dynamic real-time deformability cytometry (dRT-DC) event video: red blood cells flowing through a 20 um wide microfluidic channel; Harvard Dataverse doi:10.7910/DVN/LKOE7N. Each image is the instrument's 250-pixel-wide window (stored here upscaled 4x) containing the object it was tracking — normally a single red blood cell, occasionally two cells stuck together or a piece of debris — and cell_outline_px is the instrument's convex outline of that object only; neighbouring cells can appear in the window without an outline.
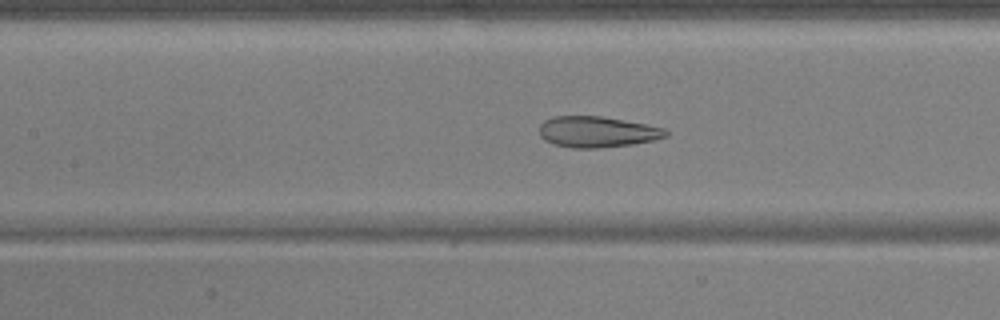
{"species": "common noctule bat (a hibernating species)", "species_latin": "Nyctalus noctula", "temperature_condition": "warm", "stored_images_in_passage": 54, "camera_frame_rate_fps": 3000, "um_per_image_px": 0.085, "animal": {"sex": "male", "body_mass_g": 17.9, "forearm_length_mm": 54.2}, "frame": {"image": 1, "passage_image": 25, "time_ms": 8.0, "image_size_px": [1000, 320], "cell_outline_px": [[668, 136], [656, 140], [632, 144], [600, 148], [572, 148], [552, 144], [544, 140], [540, 136], [540, 124], [544, 120], [556, 116], [600, 116], [644, 124], [664, 128], [668, 132]], "centroid_in_image_um": [50.74, 11.22], "position_along_channel_um": 156.7, "area_um2": 22.83}}
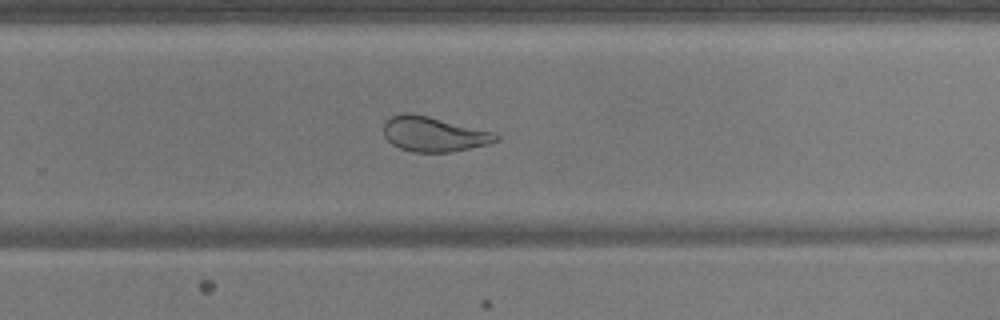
{"frame": {"image": 2, "passage_image": 36, "time_ms": 11.667, "image_size_px": [1000, 320], "cell_outline_px": [[500, 140], [488, 144], [452, 152], [412, 152], [400, 148], [392, 144], [384, 136], [384, 120], [388, 116], [400, 112], [408, 112], [428, 116], [492, 132], [500, 136]], "centroid_in_image_um": [36.81, 11.39], "position_along_channel_um": 293.0, "area_um2": 22.95}}
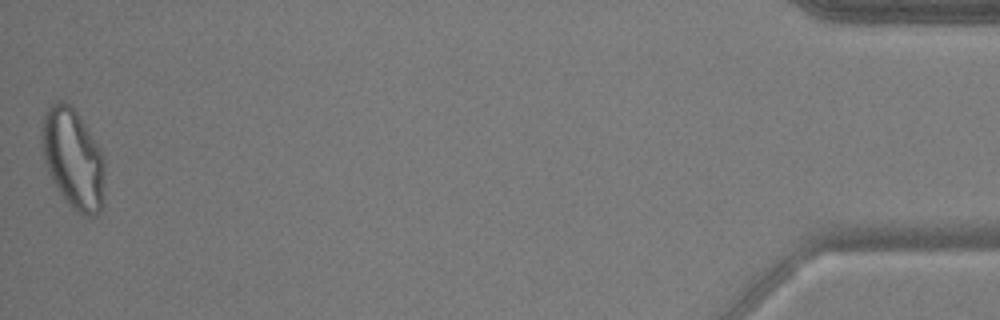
{"frame": {"image": 3, "passage_image": 54, "time_ms": 17.667, "image_size_px": [1000, 320], "cell_outline_px": [[104, 204], [100, 212], [96, 216], [84, 216], [76, 212], [68, 204], [52, 180], [44, 164], [40, 140], [40, 132], [44, 112], [56, 100], [60, 100], [68, 104], [76, 112], [100, 148], [104, 156]], "centroid_in_image_um": [6.2, 13.52], "position_along_channel_um": 429.0, "area_um2": 37.17}, "authors_computed_cell_mechanics": {"area_um2": 29.1601, "velocity_mm_per_s": 3.7262, "shape_relaxation_time_tau1_ms": 10.4946, "shape_relaxation_time_tau2_ms": 1.289, "deformation_change_tau1": 0.2577, "deformation_change_tau2": 0.0795}}